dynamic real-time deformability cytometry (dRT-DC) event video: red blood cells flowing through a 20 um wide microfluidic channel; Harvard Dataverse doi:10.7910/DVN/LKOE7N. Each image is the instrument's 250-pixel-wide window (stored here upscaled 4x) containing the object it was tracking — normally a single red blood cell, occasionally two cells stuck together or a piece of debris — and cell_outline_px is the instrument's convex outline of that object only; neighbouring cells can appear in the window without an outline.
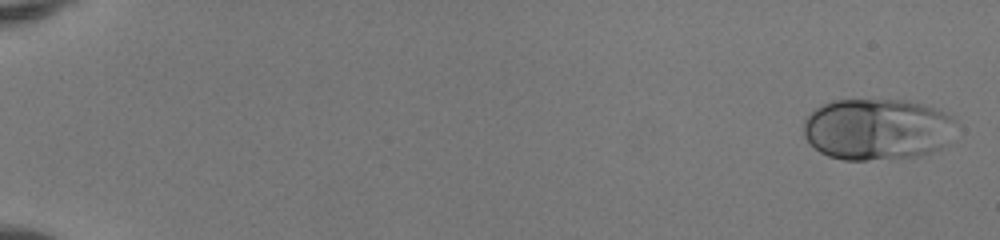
{"species": "human", "species_latin": "Homo sapiens", "temperature_condition": "room temperature", "stored_images_in_passage": 51, "camera_frame_rate_fps": 3000, "um_per_image_px": 0.085, "donor": {"sex": "female"}, "frame": {"image": 1, "passage_image": 2, "time_ms": 0.333, "image_size_px": [1000, 240], "cell_outline_px": [[960, 124], [948, 144], [932, 152], [916, 156], [868, 160], [844, 160], [828, 156], [820, 152], [804, 136], [804, 120], [820, 104], [832, 100], [908, 100], [936, 108], [952, 116]], "centroid_in_image_um": [74.63, 10.98], "position_along_channel_um": 10.4, "area_um2": 55.26}}
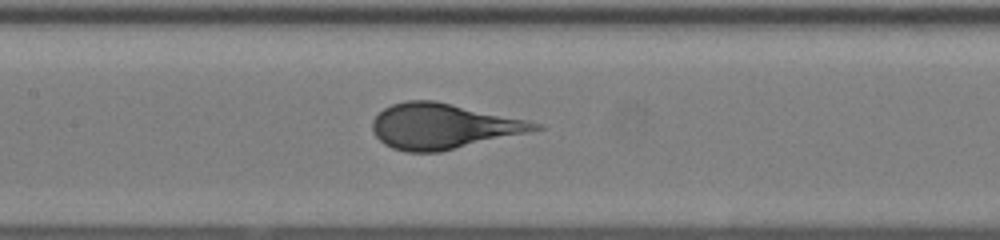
{"frame": {"image": 2, "passage_image": 27, "time_ms": 8.667, "image_size_px": [1000, 240], "cell_outline_px": [[544, 128], [528, 132], [440, 152], [408, 152], [392, 148], [384, 144], [376, 136], [372, 128], [372, 120], [384, 108], [392, 104], [408, 100], [436, 100], [528, 120], [544, 124]], "centroid_in_image_um": [37.66, 10.72], "position_along_channel_um": 169.7, "area_um2": 42.89}}
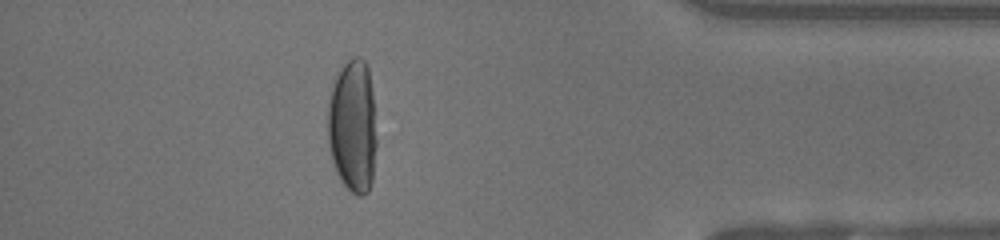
{"frame": {"image": 3, "passage_image": 46, "time_ms": 15.0, "image_size_px": [1000, 240], "cell_outline_px": [[376, 144], [372, 180], [368, 192], [364, 196], [356, 196], [340, 180], [336, 172], [332, 160], [328, 144], [328, 104], [332, 84], [340, 68], [352, 56], [360, 56], [364, 60], [368, 68], [372, 92], [376, 140]], "centroid_in_image_um": [29.97, 10.73], "position_along_channel_um": 405.2, "area_um2": 38.09}}